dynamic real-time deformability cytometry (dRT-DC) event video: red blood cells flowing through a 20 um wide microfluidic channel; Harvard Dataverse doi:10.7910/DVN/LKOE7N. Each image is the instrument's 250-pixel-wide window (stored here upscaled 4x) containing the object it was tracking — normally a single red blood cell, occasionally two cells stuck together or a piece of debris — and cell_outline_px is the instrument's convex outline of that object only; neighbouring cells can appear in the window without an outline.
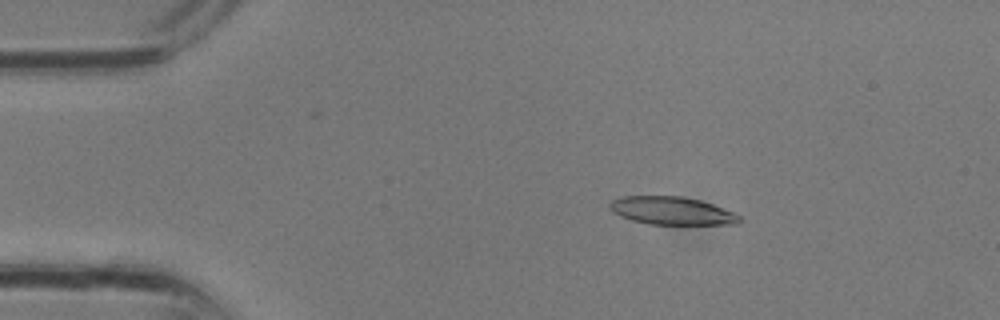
{"species": "common noctule bat (a hibernating species)", "species_latin": "Nyctalus noctula", "temperature_condition": "room temperature", "stored_images_in_passage": 13, "camera_frame_rate_fps": 3000, "um_per_image_px": 0.085, "animal": {"sex": "male", "body_mass_g": 13.3}, "frame": {"image": 1, "passage_image": 5, "time_ms": 1.333, "image_size_px": [1000, 320], "cell_outline_px": [[744, 220], [740, 224], [648, 224], [632, 220], [620, 216], [608, 208], [608, 204], [612, 200], [620, 196], [684, 196], [700, 200], [712, 204], [732, 212], [740, 216]], "centroid_in_image_um": [57.09, 17.91], "position_along_channel_um": 27.9, "area_um2": 21.21}}
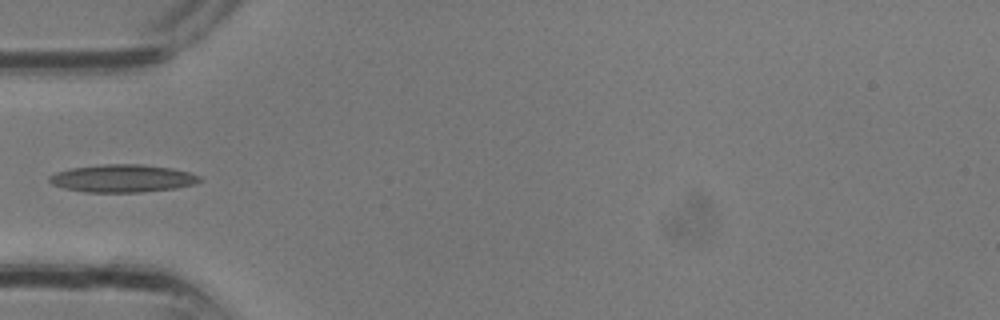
{"frame": {"image": 2, "passage_image": 10, "time_ms": 3.0, "image_size_px": [1000, 320], "cell_outline_px": [[200, 180], [196, 184], [176, 188], [140, 192], [84, 192], [64, 188], [52, 184], [48, 180], [48, 176], [56, 172], [72, 168], [104, 164], [140, 164], [172, 168], [188, 172], [200, 176]], "centroid_in_image_um": [10.4, 15.16], "position_along_channel_um": 74.6, "area_um2": 24.22}}
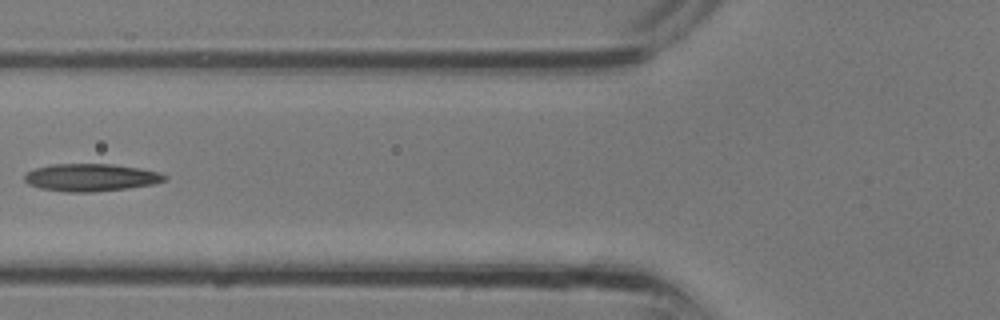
{"frame": {"image": 3, "passage_image": 12, "time_ms": 3.667, "image_size_px": [1000, 320], "cell_outline_px": [[168, 176], [164, 180], [152, 184], [128, 188], [92, 192], [64, 192], [40, 188], [28, 184], [24, 180], [24, 176], [28, 172], [36, 168], [52, 164], [112, 164], [140, 168], [156, 172]], "centroid_in_image_um": [7.69, 15.09], "position_along_channel_um": 118.1, "area_um2": 22.31}}